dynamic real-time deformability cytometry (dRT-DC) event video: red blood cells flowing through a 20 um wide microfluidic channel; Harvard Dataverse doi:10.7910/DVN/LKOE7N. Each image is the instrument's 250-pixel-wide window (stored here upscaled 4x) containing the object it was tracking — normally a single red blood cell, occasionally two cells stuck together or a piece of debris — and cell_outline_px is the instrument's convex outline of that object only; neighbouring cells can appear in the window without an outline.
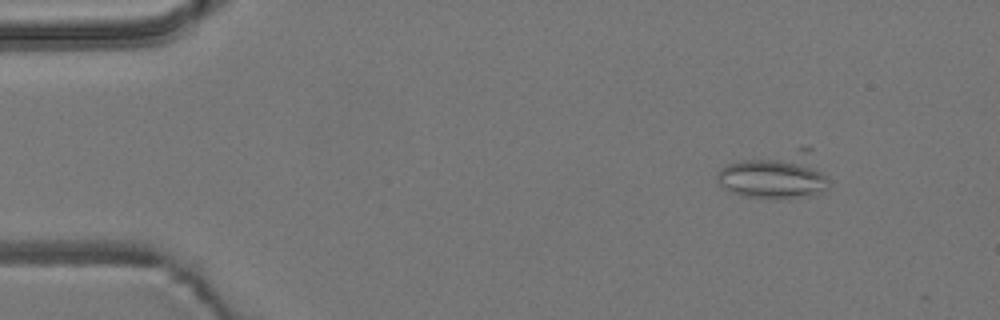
{"species": "common noctule bat (a hibernating species)", "species_latin": "Nyctalus noctula", "temperature_condition": "room temperature", "stored_images_in_passage": 15, "camera_frame_rate_fps": 3000, "um_per_image_px": 0.085, "animal": {"sex": "male", "body_mass_g": 19.2, "forearm_length_mm": 51.8}, "frame": {"image": 1, "passage_image": 7, "time_ms": 2.0, "image_size_px": [1000, 320], "cell_outline_px": [[832, 184], [828, 188], [816, 196], [740, 196], [724, 188], [720, 184], [716, 176], [716, 172], [720, 168], [728, 164], [744, 160], [796, 148], [812, 148]], "centroid_in_image_um": [66.0, 14.88], "position_along_channel_um": 19.0, "area_um2": 30.23}}